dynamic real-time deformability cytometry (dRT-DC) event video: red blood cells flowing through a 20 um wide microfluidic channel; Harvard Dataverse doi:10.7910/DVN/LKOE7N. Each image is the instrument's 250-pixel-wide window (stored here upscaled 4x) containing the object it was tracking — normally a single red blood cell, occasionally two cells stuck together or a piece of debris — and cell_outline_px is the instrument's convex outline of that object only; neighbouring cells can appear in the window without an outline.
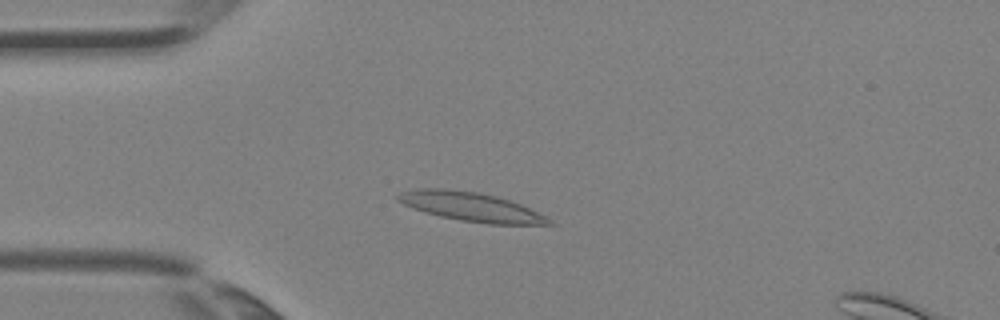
{"species": "Egyptian fruit bat (a non-hibernating species)", "species_latin": "Rousettus aegyptiacus", "temperature_condition": "room temperature", "stored_images_in_passage": 4, "camera_frame_rate_fps": 3000, "um_per_image_px": 0.085, "animal": {"sex": "female"}, "frame": {"image": 1, "passage_image": 3, "time_ms": 0.667, "image_size_px": [1000, 320], "cell_outline_px": [[556, 224], [488, 224], [460, 220], [440, 216], [424, 212], [404, 204], [396, 200], [396, 196], [400, 192], [416, 188], [444, 188], [480, 192], [496, 196], [520, 204], [548, 216]], "centroid_in_image_um": [40.03, 17.57], "position_along_channel_um": 45.0, "area_um2": 25.61}}